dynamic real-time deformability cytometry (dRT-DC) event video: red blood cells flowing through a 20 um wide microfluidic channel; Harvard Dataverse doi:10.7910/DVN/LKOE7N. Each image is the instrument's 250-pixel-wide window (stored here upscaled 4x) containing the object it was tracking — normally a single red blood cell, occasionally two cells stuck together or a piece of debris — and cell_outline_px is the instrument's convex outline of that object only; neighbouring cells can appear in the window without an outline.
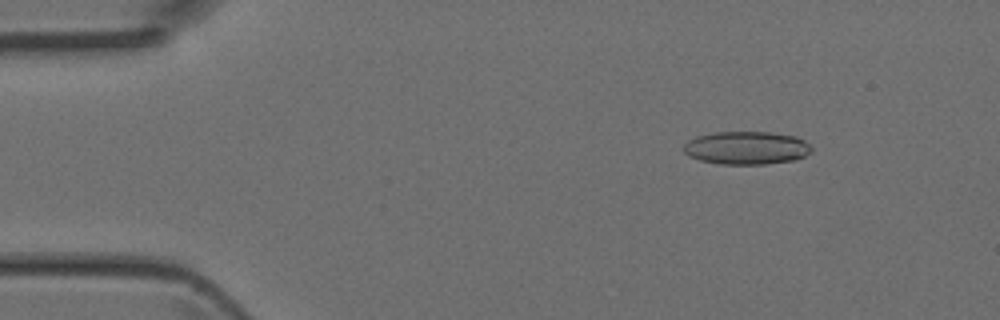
{"species": "Egyptian fruit bat (a non-hibernating species)", "species_latin": "Rousettus aegyptiacus", "temperature_condition": "room temperature", "stored_images_in_passage": 4, "camera_frame_rate_fps": 3000, "um_per_image_px": 0.085, "animal": {"sex": "female"}, "frame": {"image": 1, "passage_image": 2, "time_ms": 0.333, "image_size_px": [1000, 320], "cell_outline_px": [[812, 152], [796, 160], [764, 164], [720, 164], [700, 160], [688, 156], [684, 152], [684, 144], [688, 140], [696, 136], [716, 132], [768, 132], [796, 136], [804, 140], [812, 148]], "centroid_in_image_um": [63.45, 12.57], "position_along_channel_um": 21.5, "area_um2": 24.74}}
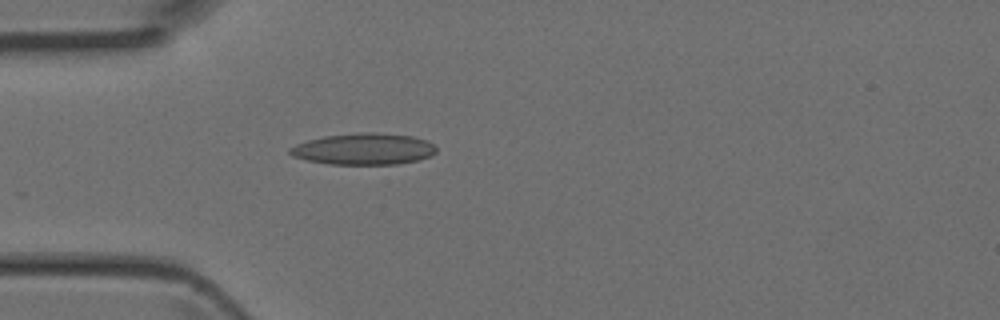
{"frame": {"image": 2, "passage_image": 4, "time_ms": 1.0, "image_size_px": [1000, 320], "cell_outline_px": [[436, 152], [432, 156], [416, 160], [396, 164], [328, 164], [304, 160], [292, 156], [288, 152], [288, 148], [296, 144], [308, 140], [324, 136], [360, 132], [372, 132], [412, 136], [428, 140], [436, 148]], "centroid_in_image_um": [30.89, 12.66], "position_along_channel_um": 54.1, "area_um2": 26.93}}